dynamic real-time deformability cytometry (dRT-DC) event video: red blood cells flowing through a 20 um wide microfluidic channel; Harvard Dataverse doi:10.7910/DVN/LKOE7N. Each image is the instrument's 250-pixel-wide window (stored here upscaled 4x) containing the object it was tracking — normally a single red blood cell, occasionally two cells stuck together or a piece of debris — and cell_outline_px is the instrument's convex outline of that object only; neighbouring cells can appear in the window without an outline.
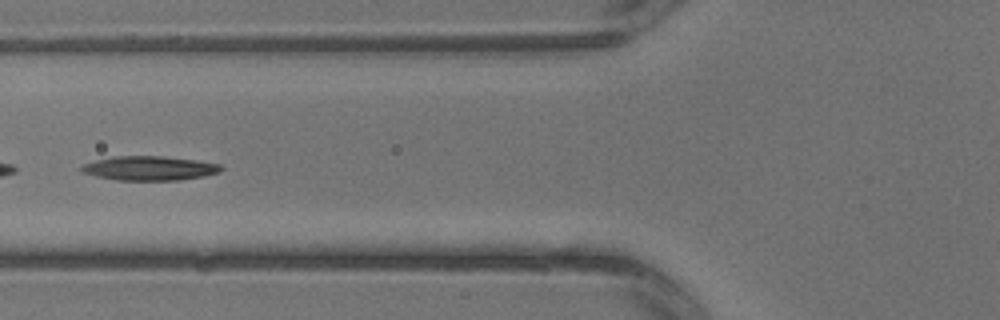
{"species": "common noctule bat (a hibernating species)", "species_latin": "Nyctalus noctula", "temperature_condition": "warm", "stored_images_in_passage": 3, "segment_of_instrument_passage": [2, 2], "camera_frame_rate_fps": 3000, "um_per_image_px": 0.085, "animal": {"sex": "male", "body_mass_g": 13.3}, "frame": {"image": 1, "passage_image": 3, "time_ms": 0.667, "image_size_px": [1000, 320], "cell_outline_px": [[224, 168], [220, 172], [204, 176], [176, 180], [120, 180], [96, 176], [80, 172], [80, 168], [84, 164], [96, 160], [112, 156], [164, 156], [196, 160], [220, 164]], "centroid_in_image_um": [12.71, 14.29], "position_along_channel_um": 113.1, "area_um2": 19.71}}